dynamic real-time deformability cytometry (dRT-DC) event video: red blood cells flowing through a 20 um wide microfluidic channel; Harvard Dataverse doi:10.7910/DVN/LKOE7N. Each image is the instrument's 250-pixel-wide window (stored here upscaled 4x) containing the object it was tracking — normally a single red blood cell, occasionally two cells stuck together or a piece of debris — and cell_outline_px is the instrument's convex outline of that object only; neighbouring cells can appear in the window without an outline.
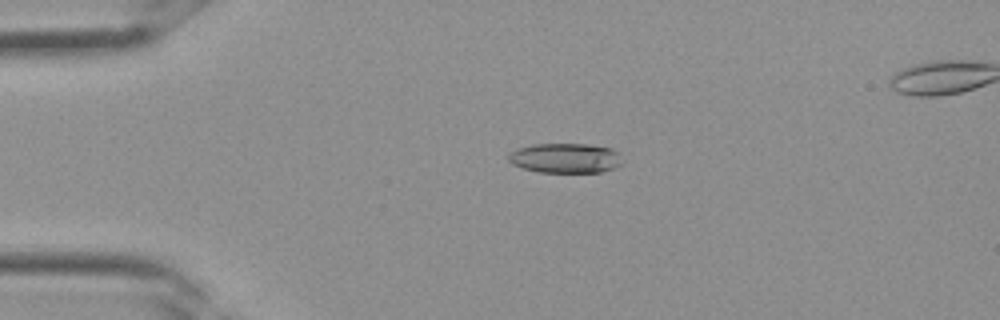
{"species": "Egyptian fruit bat (a non-hibernating species)", "species_latin": "Rousettus aegyptiacus", "temperature_condition": "room temperature", "stored_images_in_passage": 35, "camera_frame_rate_fps": 3000, "um_per_image_px": 0.085, "frame": {"image": 1, "passage_image": 8, "time_ms": 2.333, "image_size_px": [1000, 320], "cell_outline_px": [[624, 164], [616, 168], [600, 172], [540, 172], [524, 168], [512, 164], [508, 160], [508, 156], [512, 152], [520, 148], [532, 144], [588, 144], [612, 148], [620, 152]], "centroid_in_image_um": [48.15, 13.44], "position_along_channel_um": 36.9, "area_um2": 19.94}}
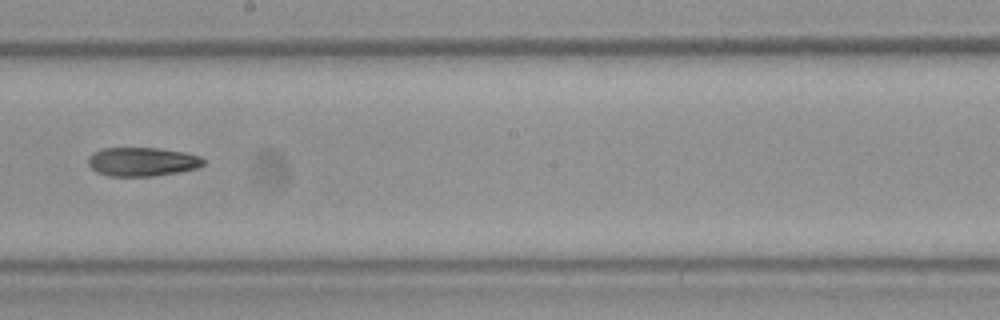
{"frame": {"image": 2, "passage_image": 20, "time_ms": 6.333, "image_size_px": [1000, 320], "cell_outline_px": [[204, 164], [200, 168], [180, 172], [152, 176], [108, 176], [96, 172], [88, 164], [88, 156], [92, 152], [100, 148], [156, 148], [184, 152], [200, 156], [204, 160]], "centroid_in_image_um": [12.08, 13.75], "position_along_channel_um": 236.1, "area_um2": 19.59}}
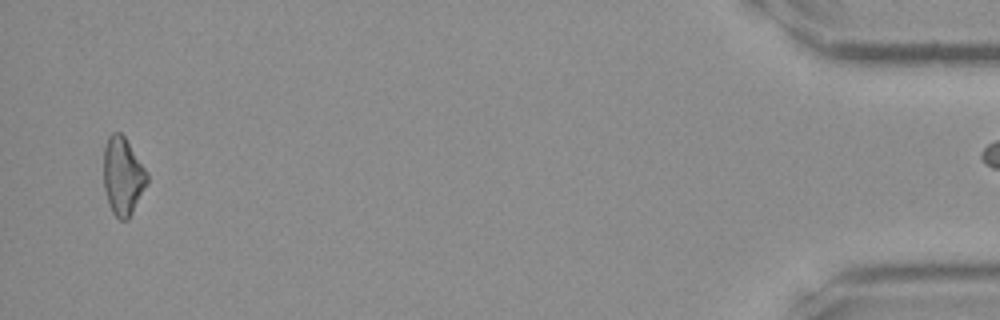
{"frame": {"image": 3, "passage_image": 34, "time_ms": 11.0, "image_size_px": [1000, 320], "cell_outline_px": [[148, 180], [128, 220], [120, 220], [112, 212], [108, 204], [104, 188], [104, 148], [108, 136], [112, 132], [120, 132], [124, 136], [148, 172]], "centroid_in_image_um": [10.43, 14.96], "position_along_channel_um": 424.8, "area_um2": 19.59}}